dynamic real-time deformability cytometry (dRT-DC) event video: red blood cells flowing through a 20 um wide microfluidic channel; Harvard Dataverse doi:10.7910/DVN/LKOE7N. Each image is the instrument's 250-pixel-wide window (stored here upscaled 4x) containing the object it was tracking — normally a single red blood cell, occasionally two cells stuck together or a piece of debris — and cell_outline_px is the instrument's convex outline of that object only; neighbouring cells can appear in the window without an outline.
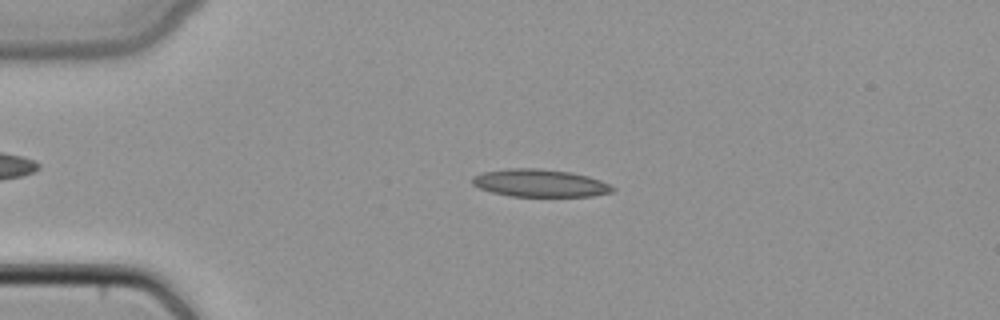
{"species": "common noctule bat (a hibernating species)", "species_latin": "Nyctalus noctula", "temperature_condition": "cold", "stored_images_in_passage": 48, "camera_frame_rate_fps": 3000, "um_per_image_px": 0.085, "animal": {"sex": "female", "body_mass_g": 22.7, "forearm_length_mm": 54.2}, "frame": {"image": 1, "passage_image": 11, "time_ms": 3.333, "image_size_px": [1000, 320], "cell_outline_px": [[616, 188], [612, 192], [592, 196], [512, 196], [492, 192], [480, 188], [472, 184], [472, 176], [484, 172], [508, 168], [540, 168], [572, 172], [588, 176], [600, 180]], "centroid_in_image_um": [45.9, 15.55], "position_along_channel_um": 39.1, "area_um2": 22.54}}
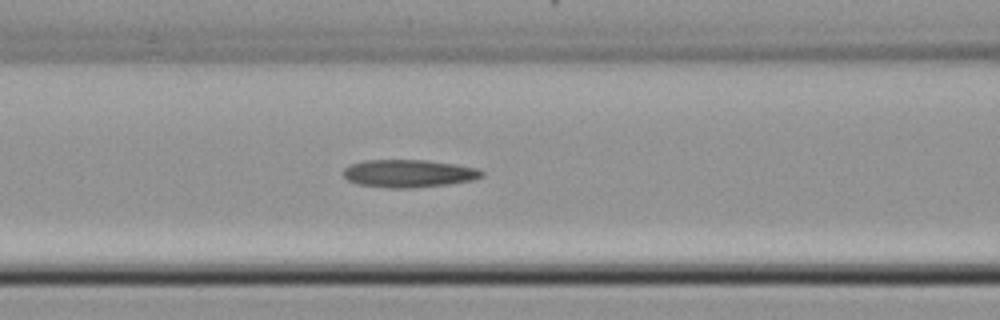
{"frame": {"image": 2, "passage_image": 20, "time_ms": 6.333, "image_size_px": [1000, 320], "cell_outline_px": [[484, 176], [472, 180], [448, 184], [412, 188], [388, 188], [356, 184], [348, 180], [340, 172], [348, 164], [364, 160], [428, 160], [456, 164], [476, 168], [484, 172]], "centroid_in_image_um": [34.69, 14.74], "position_along_channel_um": 131.9, "area_um2": 22.66}}
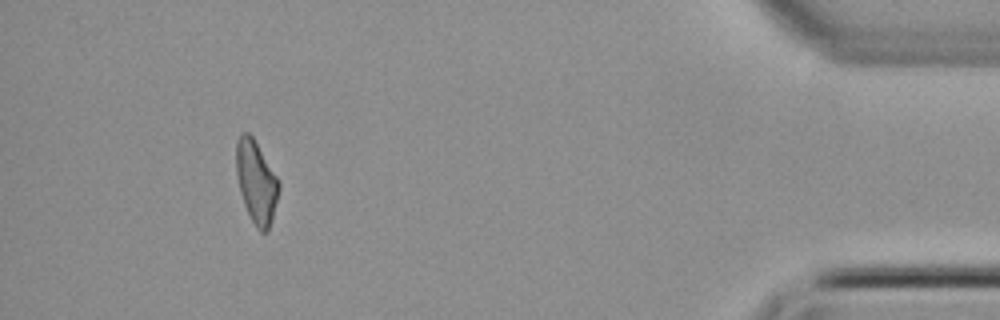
{"frame": {"image": 3, "passage_image": 44, "time_ms": 14.333, "image_size_px": [1000, 320], "cell_outline_px": [[280, 188], [272, 220], [268, 232], [260, 232], [256, 228], [244, 204], [240, 192], [236, 172], [236, 140], [240, 132], [248, 132], [252, 136], [280, 180]], "centroid_in_image_um": [21.79, 15.45], "position_along_channel_um": 413.4, "area_um2": 20.69}}